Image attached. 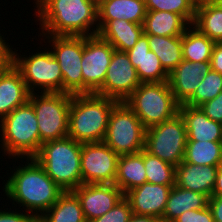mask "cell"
<instances>
[{"mask_svg":"<svg viewBox=\"0 0 222 222\" xmlns=\"http://www.w3.org/2000/svg\"><path fill=\"white\" fill-rule=\"evenodd\" d=\"M148 129L179 113L168 82L141 83L124 101Z\"/></svg>","mask_w":222,"mask_h":222,"instance_id":"7","label":"cell"},{"mask_svg":"<svg viewBox=\"0 0 222 222\" xmlns=\"http://www.w3.org/2000/svg\"><path fill=\"white\" fill-rule=\"evenodd\" d=\"M20 158V165L10 168L2 190L12 205L39 219L64 192L34 158ZM23 162V164H22ZM25 163V165H24ZM22 164V165H21ZM15 166V167H14ZM14 168V169H13ZM13 170V171H12ZM12 172V173H11ZM22 207V208H20Z\"/></svg>","mask_w":222,"mask_h":222,"instance_id":"1","label":"cell"},{"mask_svg":"<svg viewBox=\"0 0 222 222\" xmlns=\"http://www.w3.org/2000/svg\"><path fill=\"white\" fill-rule=\"evenodd\" d=\"M144 0H98V26L99 31L110 20H126L143 25L146 16Z\"/></svg>","mask_w":222,"mask_h":222,"instance_id":"21","label":"cell"},{"mask_svg":"<svg viewBox=\"0 0 222 222\" xmlns=\"http://www.w3.org/2000/svg\"><path fill=\"white\" fill-rule=\"evenodd\" d=\"M211 70L222 74V42H216L210 60Z\"/></svg>","mask_w":222,"mask_h":222,"instance_id":"39","label":"cell"},{"mask_svg":"<svg viewBox=\"0 0 222 222\" xmlns=\"http://www.w3.org/2000/svg\"><path fill=\"white\" fill-rule=\"evenodd\" d=\"M1 27V26H0ZM1 29H0V56H10V45L11 43L6 41V34L3 35L1 34Z\"/></svg>","mask_w":222,"mask_h":222,"instance_id":"42","label":"cell"},{"mask_svg":"<svg viewBox=\"0 0 222 222\" xmlns=\"http://www.w3.org/2000/svg\"><path fill=\"white\" fill-rule=\"evenodd\" d=\"M119 101L98 95H72L68 136L80 143L103 142L113 107Z\"/></svg>","mask_w":222,"mask_h":222,"instance_id":"3","label":"cell"},{"mask_svg":"<svg viewBox=\"0 0 222 222\" xmlns=\"http://www.w3.org/2000/svg\"><path fill=\"white\" fill-rule=\"evenodd\" d=\"M215 42H222V4L213 3L196 7L192 24Z\"/></svg>","mask_w":222,"mask_h":222,"instance_id":"30","label":"cell"},{"mask_svg":"<svg viewBox=\"0 0 222 222\" xmlns=\"http://www.w3.org/2000/svg\"><path fill=\"white\" fill-rule=\"evenodd\" d=\"M184 161L200 166L222 165L220 141H187Z\"/></svg>","mask_w":222,"mask_h":222,"instance_id":"31","label":"cell"},{"mask_svg":"<svg viewBox=\"0 0 222 222\" xmlns=\"http://www.w3.org/2000/svg\"><path fill=\"white\" fill-rule=\"evenodd\" d=\"M38 222H87L81 203L73 191H64Z\"/></svg>","mask_w":222,"mask_h":222,"instance_id":"27","label":"cell"},{"mask_svg":"<svg viewBox=\"0 0 222 222\" xmlns=\"http://www.w3.org/2000/svg\"><path fill=\"white\" fill-rule=\"evenodd\" d=\"M173 186L145 182L128 191L124 197L130 203L133 214L161 219Z\"/></svg>","mask_w":222,"mask_h":222,"instance_id":"17","label":"cell"},{"mask_svg":"<svg viewBox=\"0 0 222 222\" xmlns=\"http://www.w3.org/2000/svg\"><path fill=\"white\" fill-rule=\"evenodd\" d=\"M208 207L212 212L214 222H222V197L211 196Z\"/></svg>","mask_w":222,"mask_h":222,"instance_id":"40","label":"cell"},{"mask_svg":"<svg viewBox=\"0 0 222 222\" xmlns=\"http://www.w3.org/2000/svg\"><path fill=\"white\" fill-rule=\"evenodd\" d=\"M140 84L136 69L127 53L114 50L105 81L95 93L123 102Z\"/></svg>","mask_w":222,"mask_h":222,"instance_id":"14","label":"cell"},{"mask_svg":"<svg viewBox=\"0 0 222 222\" xmlns=\"http://www.w3.org/2000/svg\"><path fill=\"white\" fill-rule=\"evenodd\" d=\"M144 35L148 38L150 50L158 56L164 70L170 74L183 60L182 36Z\"/></svg>","mask_w":222,"mask_h":222,"instance_id":"28","label":"cell"},{"mask_svg":"<svg viewBox=\"0 0 222 222\" xmlns=\"http://www.w3.org/2000/svg\"><path fill=\"white\" fill-rule=\"evenodd\" d=\"M132 209L128 200L123 197L106 214L97 217L89 222H129L132 216Z\"/></svg>","mask_w":222,"mask_h":222,"instance_id":"35","label":"cell"},{"mask_svg":"<svg viewBox=\"0 0 222 222\" xmlns=\"http://www.w3.org/2000/svg\"><path fill=\"white\" fill-rule=\"evenodd\" d=\"M73 192L80 200L87 222L106 214L124 197L115 184H81Z\"/></svg>","mask_w":222,"mask_h":222,"instance_id":"15","label":"cell"},{"mask_svg":"<svg viewBox=\"0 0 222 222\" xmlns=\"http://www.w3.org/2000/svg\"><path fill=\"white\" fill-rule=\"evenodd\" d=\"M118 159L104 142L81 143L82 184H114Z\"/></svg>","mask_w":222,"mask_h":222,"instance_id":"12","label":"cell"},{"mask_svg":"<svg viewBox=\"0 0 222 222\" xmlns=\"http://www.w3.org/2000/svg\"><path fill=\"white\" fill-rule=\"evenodd\" d=\"M212 196L222 197V165L219 166Z\"/></svg>","mask_w":222,"mask_h":222,"instance_id":"41","label":"cell"},{"mask_svg":"<svg viewBox=\"0 0 222 222\" xmlns=\"http://www.w3.org/2000/svg\"><path fill=\"white\" fill-rule=\"evenodd\" d=\"M199 107L209 119L222 123V91L214 99L204 102Z\"/></svg>","mask_w":222,"mask_h":222,"instance_id":"38","label":"cell"},{"mask_svg":"<svg viewBox=\"0 0 222 222\" xmlns=\"http://www.w3.org/2000/svg\"><path fill=\"white\" fill-rule=\"evenodd\" d=\"M0 136L3 156L18 160L33 158L39 152L41 140L38 120L29 101L18 106L0 121Z\"/></svg>","mask_w":222,"mask_h":222,"instance_id":"4","label":"cell"},{"mask_svg":"<svg viewBox=\"0 0 222 222\" xmlns=\"http://www.w3.org/2000/svg\"><path fill=\"white\" fill-rule=\"evenodd\" d=\"M38 35H98L97 0H33Z\"/></svg>","mask_w":222,"mask_h":222,"instance_id":"2","label":"cell"},{"mask_svg":"<svg viewBox=\"0 0 222 222\" xmlns=\"http://www.w3.org/2000/svg\"><path fill=\"white\" fill-rule=\"evenodd\" d=\"M208 202L207 195L174 185L170 190L161 221L173 222L185 211L201 210L207 207Z\"/></svg>","mask_w":222,"mask_h":222,"instance_id":"23","label":"cell"},{"mask_svg":"<svg viewBox=\"0 0 222 222\" xmlns=\"http://www.w3.org/2000/svg\"><path fill=\"white\" fill-rule=\"evenodd\" d=\"M144 166L148 183L175 185V166L144 150Z\"/></svg>","mask_w":222,"mask_h":222,"instance_id":"32","label":"cell"},{"mask_svg":"<svg viewBox=\"0 0 222 222\" xmlns=\"http://www.w3.org/2000/svg\"><path fill=\"white\" fill-rule=\"evenodd\" d=\"M71 99L65 92L30 93L28 101L36 113L41 145L68 136Z\"/></svg>","mask_w":222,"mask_h":222,"instance_id":"8","label":"cell"},{"mask_svg":"<svg viewBox=\"0 0 222 222\" xmlns=\"http://www.w3.org/2000/svg\"><path fill=\"white\" fill-rule=\"evenodd\" d=\"M219 166H200L185 162L175 166V185L207 195L209 198L216 182Z\"/></svg>","mask_w":222,"mask_h":222,"instance_id":"20","label":"cell"},{"mask_svg":"<svg viewBox=\"0 0 222 222\" xmlns=\"http://www.w3.org/2000/svg\"><path fill=\"white\" fill-rule=\"evenodd\" d=\"M33 158L64 191H73L82 184L81 143L71 137L43 143Z\"/></svg>","mask_w":222,"mask_h":222,"instance_id":"5","label":"cell"},{"mask_svg":"<svg viewBox=\"0 0 222 222\" xmlns=\"http://www.w3.org/2000/svg\"><path fill=\"white\" fill-rule=\"evenodd\" d=\"M30 92L11 61L0 70V121L29 100Z\"/></svg>","mask_w":222,"mask_h":222,"instance_id":"18","label":"cell"},{"mask_svg":"<svg viewBox=\"0 0 222 222\" xmlns=\"http://www.w3.org/2000/svg\"><path fill=\"white\" fill-rule=\"evenodd\" d=\"M173 222H214L212 212L207 206L201 210H188Z\"/></svg>","mask_w":222,"mask_h":222,"instance_id":"36","label":"cell"},{"mask_svg":"<svg viewBox=\"0 0 222 222\" xmlns=\"http://www.w3.org/2000/svg\"><path fill=\"white\" fill-rule=\"evenodd\" d=\"M10 61V56H0V70Z\"/></svg>","mask_w":222,"mask_h":222,"instance_id":"45","label":"cell"},{"mask_svg":"<svg viewBox=\"0 0 222 222\" xmlns=\"http://www.w3.org/2000/svg\"><path fill=\"white\" fill-rule=\"evenodd\" d=\"M145 182L147 179L144 166V149L139 153L119 156L114 184L124 195Z\"/></svg>","mask_w":222,"mask_h":222,"instance_id":"25","label":"cell"},{"mask_svg":"<svg viewBox=\"0 0 222 222\" xmlns=\"http://www.w3.org/2000/svg\"><path fill=\"white\" fill-rule=\"evenodd\" d=\"M126 53L141 83L168 82L169 74L164 70L158 56L150 50L148 38L144 34Z\"/></svg>","mask_w":222,"mask_h":222,"instance_id":"19","label":"cell"},{"mask_svg":"<svg viewBox=\"0 0 222 222\" xmlns=\"http://www.w3.org/2000/svg\"><path fill=\"white\" fill-rule=\"evenodd\" d=\"M215 43L193 25H190L182 35L183 59L200 63L210 61Z\"/></svg>","mask_w":222,"mask_h":222,"instance_id":"29","label":"cell"},{"mask_svg":"<svg viewBox=\"0 0 222 222\" xmlns=\"http://www.w3.org/2000/svg\"><path fill=\"white\" fill-rule=\"evenodd\" d=\"M39 37L40 44L42 41L48 43L47 47H51L49 49L60 65L63 74V92L71 95L83 94L81 60L84 36L38 35Z\"/></svg>","mask_w":222,"mask_h":222,"instance_id":"10","label":"cell"},{"mask_svg":"<svg viewBox=\"0 0 222 222\" xmlns=\"http://www.w3.org/2000/svg\"><path fill=\"white\" fill-rule=\"evenodd\" d=\"M190 24L177 13L147 11L143 22L144 34L182 36Z\"/></svg>","mask_w":222,"mask_h":222,"instance_id":"26","label":"cell"},{"mask_svg":"<svg viewBox=\"0 0 222 222\" xmlns=\"http://www.w3.org/2000/svg\"><path fill=\"white\" fill-rule=\"evenodd\" d=\"M114 50L99 35L84 36L81 60L83 94L95 93L103 85Z\"/></svg>","mask_w":222,"mask_h":222,"instance_id":"13","label":"cell"},{"mask_svg":"<svg viewBox=\"0 0 222 222\" xmlns=\"http://www.w3.org/2000/svg\"><path fill=\"white\" fill-rule=\"evenodd\" d=\"M187 131L180 113L146 129L144 150L174 166H178L185 156Z\"/></svg>","mask_w":222,"mask_h":222,"instance_id":"11","label":"cell"},{"mask_svg":"<svg viewBox=\"0 0 222 222\" xmlns=\"http://www.w3.org/2000/svg\"><path fill=\"white\" fill-rule=\"evenodd\" d=\"M147 11H168L181 15L190 25L195 19L196 7L191 0H144Z\"/></svg>","mask_w":222,"mask_h":222,"instance_id":"34","label":"cell"},{"mask_svg":"<svg viewBox=\"0 0 222 222\" xmlns=\"http://www.w3.org/2000/svg\"><path fill=\"white\" fill-rule=\"evenodd\" d=\"M211 70L210 61L182 60L169 74L168 84L179 105L185 104L195 93L204 76Z\"/></svg>","mask_w":222,"mask_h":222,"instance_id":"16","label":"cell"},{"mask_svg":"<svg viewBox=\"0 0 222 222\" xmlns=\"http://www.w3.org/2000/svg\"><path fill=\"white\" fill-rule=\"evenodd\" d=\"M146 128L123 101L112 109L103 142L117 155L139 153L144 149Z\"/></svg>","mask_w":222,"mask_h":222,"instance_id":"9","label":"cell"},{"mask_svg":"<svg viewBox=\"0 0 222 222\" xmlns=\"http://www.w3.org/2000/svg\"><path fill=\"white\" fill-rule=\"evenodd\" d=\"M187 131V141H221L222 123L209 119L200 107L179 105Z\"/></svg>","mask_w":222,"mask_h":222,"instance_id":"22","label":"cell"},{"mask_svg":"<svg viewBox=\"0 0 222 222\" xmlns=\"http://www.w3.org/2000/svg\"><path fill=\"white\" fill-rule=\"evenodd\" d=\"M191 2L195 7H198L205 4L220 3L221 0H191Z\"/></svg>","mask_w":222,"mask_h":222,"instance_id":"44","label":"cell"},{"mask_svg":"<svg viewBox=\"0 0 222 222\" xmlns=\"http://www.w3.org/2000/svg\"><path fill=\"white\" fill-rule=\"evenodd\" d=\"M0 209V222H38V219L32 214L24 211L18 210L15 207V210L11 208ZM17 209V210H16Z\"/></svg>","mask_w":222,"mask_h":222,"instance_id":"37","label":"cell"},{"mask_svg":"<svg viewBox=\"0 0 222 222\" xmlns=\"http://www.w3.org/2000/svg\"><path fill=\"white\" fill-rule=\"evenodd\" d=\"M143 34V25L123 19L110 20L98 32L103 40L122 52L129 51Z\"/></svg>","mask_w":222,"mask_h":222,"instance_id":"24","label":"cell"},{"mask_svg":"<svg viewBox=\"0 0 222 222\" xmlns=\"http://www.w3.org/2000/svg\"><path fill=\"white\" fill-rule=\"evenodd\" d=\"M129 222H162L161 219L152 216L132 214Z\"/></svg>","mask_w":222,"mask_h":222,"instance_id":"43","label":"cell"},{"mask_svg":"<svg viewBox=\"0 0 222 222\" xmlns=\"http://www.w3.org/2000/svg\"><path fill=\"white\" fill-rule=\"evenodd\" d=\"M44 45L35 52L18 54L10 47V61L20 71L30 93L63 92V74L49 47ZM14 50V51H13ZM27 54V56L25 55Z\"/></svg>","mask_w":222,"mask_h":222,"instance_id":"6","label":"cell"},{"mask_svg":"<svg viewBox=\"0 0 222 222\" xmlns=\"http://www.w3.org/2000/svg\"><path fill=\"white\" fill-rule=\"evenodd\" d=\"M222 91V74L210 70L200 82L193 96L184 104L199 107L204 102L214 99Z\"/></svg>","mask_w":222,"mask_h":222,"instance_id":"33","label":"cell"}]
</instances>
